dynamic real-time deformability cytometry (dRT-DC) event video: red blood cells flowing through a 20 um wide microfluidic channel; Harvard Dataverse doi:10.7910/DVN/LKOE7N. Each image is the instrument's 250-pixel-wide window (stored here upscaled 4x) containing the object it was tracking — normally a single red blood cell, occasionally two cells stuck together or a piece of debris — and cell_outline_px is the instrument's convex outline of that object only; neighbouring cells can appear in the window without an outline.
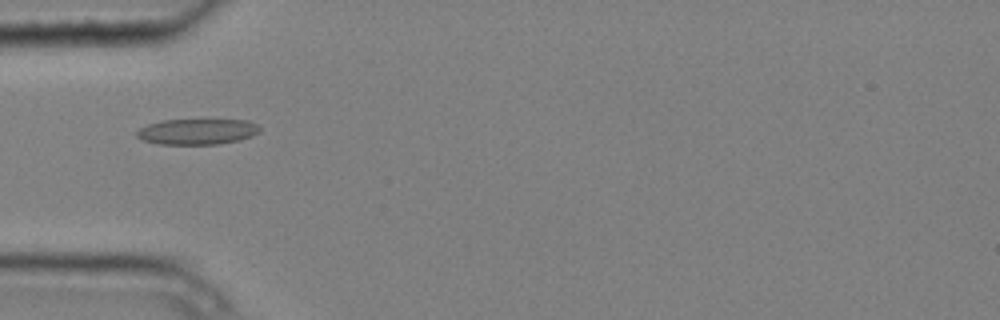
{"species": "common noctule bat (a hibernating species)", "species_latin": "Nyctalus noctula", "temperature_condition": "cold", "stored_images_in_passage": 4, "camera_frame_rate_fps": 3000, "um_per_image_px": 0.085, "animal": {"sex": "male", "body_mass_g": 20.4}, "frame": {"image": 1, "passage_image": 2, "time_ms": 0.333, "image_size_px": [1000, 320], "cell_outline_px": [[260, 132], [252, 136], [240, 140], [220, 144], [160, 144], [144, 140], [136, 136], [136, 132], [140, 128], [148, 124], [164, 120], [248, 120], [256, 124], [260, 128]], "centroid_in_image_um": [16.79, 11.19], "position_along_channel_um": 68.2, "area_um2": 18.38}}
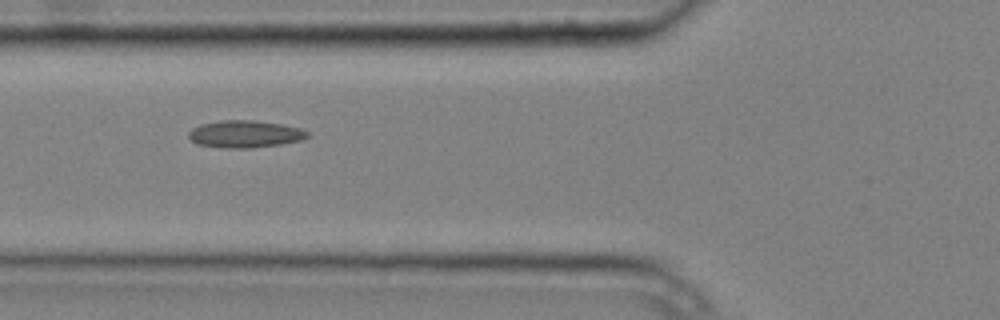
{"frame": {"image": 2, "passage_image": 3, "time_ms": 0.667, "image_size_px": [1000, 320], "cell_outline_px": [[308, 136], [300, 140], [280, 144], [252, 148], [224, 148], [196, 144], [188, 136], [188, 132], [192, 128], [200, 124], [220, 120], [256, 120], [280, 124], [300, 128], [308, 132]], "centroid_in_image_um": [20.78, 11.39], "position_along_channel_um": 105.0, "area_um2": 18.84}}
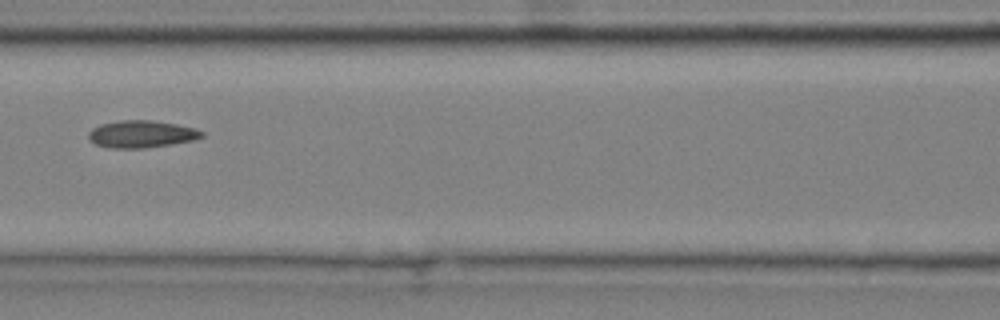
{"frame": {"image": 3, "passage_image": 4, "time_ms": 1.0, "image_size_px": [1000, 320], "cell_outline_px": [[204, 136], [192, 140], [172, 144], [144, 148], [112, 148], [96, 144], [88, 136], [88, 132], [92, 128], [100, 124], [120, 120], [148, 120], [176, 124], [196, 128], [204, 132]], "centroid_in_image_um": [12.03, 11.39], "position_along_channel_um": 154.6, "area_um2": 17.86}}